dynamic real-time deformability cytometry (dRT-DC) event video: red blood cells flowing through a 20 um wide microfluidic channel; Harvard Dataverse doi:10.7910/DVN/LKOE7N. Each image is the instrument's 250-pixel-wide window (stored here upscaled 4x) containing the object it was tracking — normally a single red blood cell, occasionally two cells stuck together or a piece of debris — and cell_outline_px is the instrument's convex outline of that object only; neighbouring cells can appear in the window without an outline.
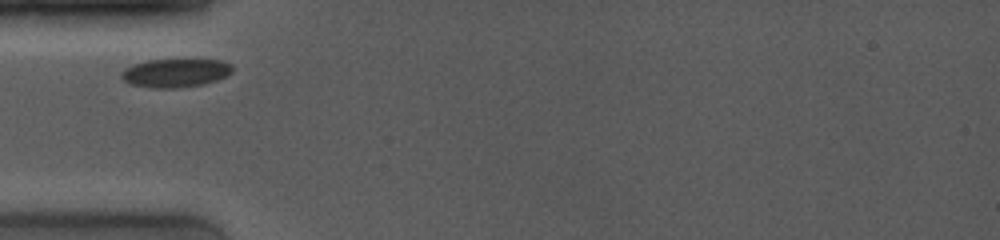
{"species": "common noctule bat (a hibernating species)", "species_latin": "Nyctalus noctula", "temperature_condition": "room temperature", "stored_images_in_passage": 25, "camera_frame_rate_fps": 4000, "um_per_image_px": 0.085, "animal": {"sex": "female", "body_mass_g": 19.0, "forearm_length_mm": 53.3}, "frame": {"image": 1, "passage_image": 1, "time_ms": 0.0, "image_size_px": [1000, 240], "cell_outline_px": [[232, 72], [216, 80], [204, 84], [176, 88], [152, 88], [128, 84], [120, 76], [120, 72], [124, 68], [132, 64], [148, 60], [224, 60], [232, 64]], "centroid_in_image_um": [14.87, 6.2], "position_along_channel_um": 70.1, "area_um2": 18.55}}
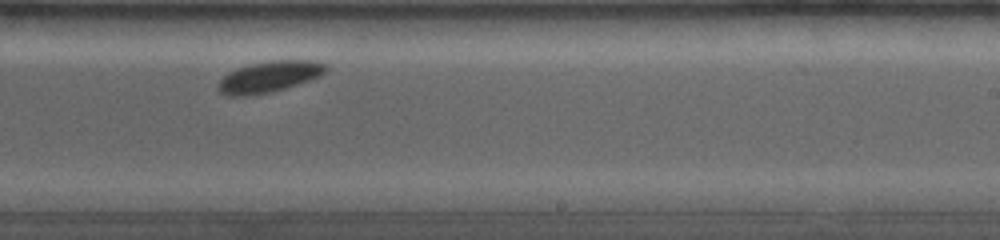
{"frame": {"image": 2, "passage_image": 14, "time_ms": 5.25, "image_size_px": [1000, 240], "cell_outline_px": [[328, 68], [320, 76], [272, 92], [248, 96], [224, 96], [216, 88], [216, 84], [228, 72], [236, 68], [248, 64], [268, 60], [312, 60], [328, 64]], "centroid_in_image_um": [22.83, 6.52], "position_along_channel_um": 266.2, "area_um2": 19.83}}
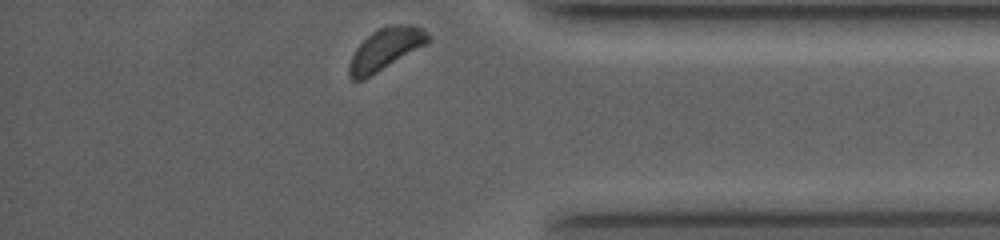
{"frame": {"image": 3, "passage_image": 25, "time_ms": 9.0, "image_size_px": [1000, 240], "cell_outline_px": [[432, 40], [428, 44], [364, 80], [352, 80], [348, 76], [348, 68], [352, 56], [356, 48], [372, 32], [388, 24], [412, 24], [424, 28], [432, 36]], "centroid_in_image_um": [32.83, 4.16], "position_along_channel_um": 402.4, "area_um2": 19.65}}